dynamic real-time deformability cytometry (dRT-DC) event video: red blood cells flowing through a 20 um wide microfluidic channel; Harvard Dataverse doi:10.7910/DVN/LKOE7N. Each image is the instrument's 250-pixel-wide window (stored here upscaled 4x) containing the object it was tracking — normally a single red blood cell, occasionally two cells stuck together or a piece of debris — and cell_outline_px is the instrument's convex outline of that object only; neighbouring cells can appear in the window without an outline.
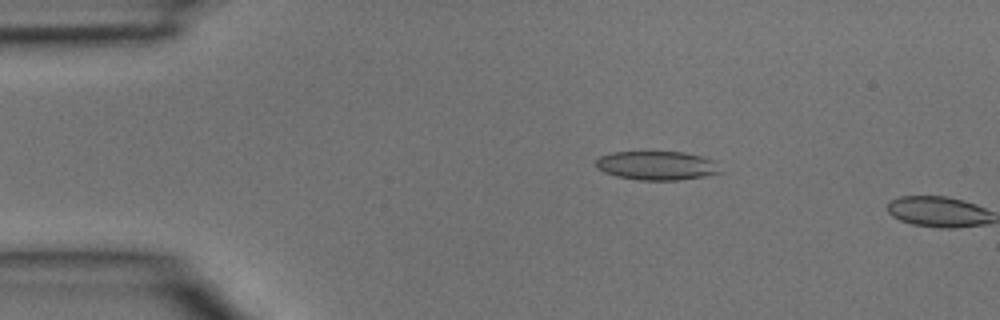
{"species": "common noctule bat (a hibernating species)", "species_latin": "Nyctalus noctula", "temperature_condition": "room temperature", "stored_images_in_passage": 2, "camera_frame_rate_fps": 3000, "um_per_image_px": 0.085, "animal": {"sex": "male", "body_mass_g": 15.6}, "frame": {"image": 1, "passage_image": 1, "time_ms": 0.0, "image_size_px": [1000, 320], "cell_outline_px": [[724, 172], [704, 176], [676, 180], [640, 180], [616, 176], [604, 172], [596, 168], [596, 160], [600, 156], [612, 152], [652, 148], [684, 152], [716, 160]], "centroid_in_image_um": [55.83, 14.01], "position_along_channel_um": 29.2, "area_um2": 22.14}}